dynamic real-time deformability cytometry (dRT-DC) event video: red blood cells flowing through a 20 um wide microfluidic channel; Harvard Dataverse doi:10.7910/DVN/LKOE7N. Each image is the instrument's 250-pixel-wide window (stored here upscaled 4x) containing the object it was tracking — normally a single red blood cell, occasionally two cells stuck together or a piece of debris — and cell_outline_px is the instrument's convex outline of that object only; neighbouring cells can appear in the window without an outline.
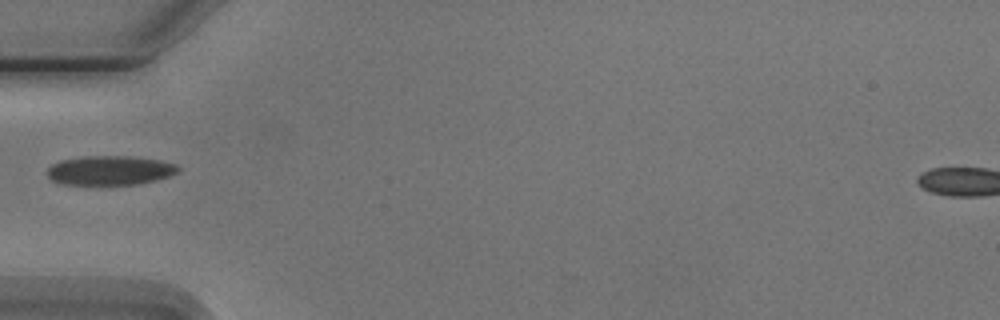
{"species": "Egyptian fruit bat (a non-hibernating species)", "species_latin": "Rousettus aegyptiacus", "temperature_condition": "cold", "stored_images_in_passage": 4, "camera_frame_rate_fps": 3000, "um_per_image_px": 0.085, "animal": {"sex": "male"}, "frame": {"image": 1, "passage_image": 3, "time_ms": 3.333, "image_size_px": [1000, 320], "cell_outline_px": [[180, 168], [176, 172], [168, 176], [136, 184], [60, 184], [52, 180], [48, 176], [48, 168], [52, 164], [60, 160], [88, 156], [132, 156], [160, 160], [176, 164]], "centroid_in_image_um": [9.32, 14.47], "position_along_channel_um": 75.7, "area_um2": 22.08}}
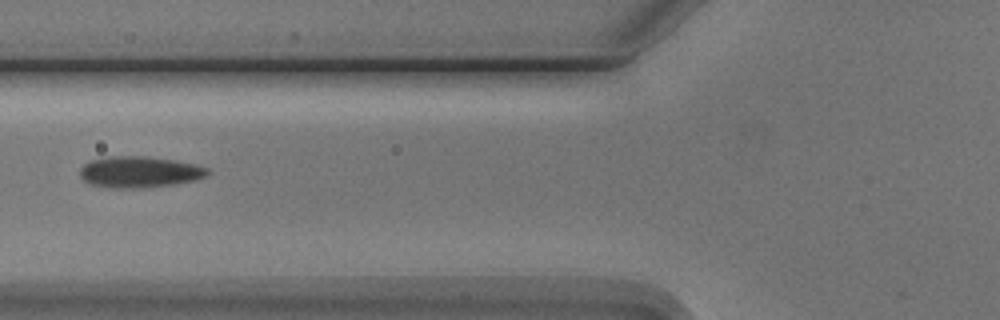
{"frame": {"image": 2, "passage_image": 4, "time_ms": 4.333, "image_size_px": [1000, 320], "cell_outline_px": [[208, 172], [204, 176], [196, 180], [176, 184], [140, 188], [116, 188], [88, 184], [80, 176], [80, 168], [84, 164], [92, 160], [112, 156], [144, 156], [172, 160], [196, 164], [208, 168]], "centroid_in_image_um": [11.84, 14.62], "position_along_channel_um": 114.0, "area_um2": 23.12}}